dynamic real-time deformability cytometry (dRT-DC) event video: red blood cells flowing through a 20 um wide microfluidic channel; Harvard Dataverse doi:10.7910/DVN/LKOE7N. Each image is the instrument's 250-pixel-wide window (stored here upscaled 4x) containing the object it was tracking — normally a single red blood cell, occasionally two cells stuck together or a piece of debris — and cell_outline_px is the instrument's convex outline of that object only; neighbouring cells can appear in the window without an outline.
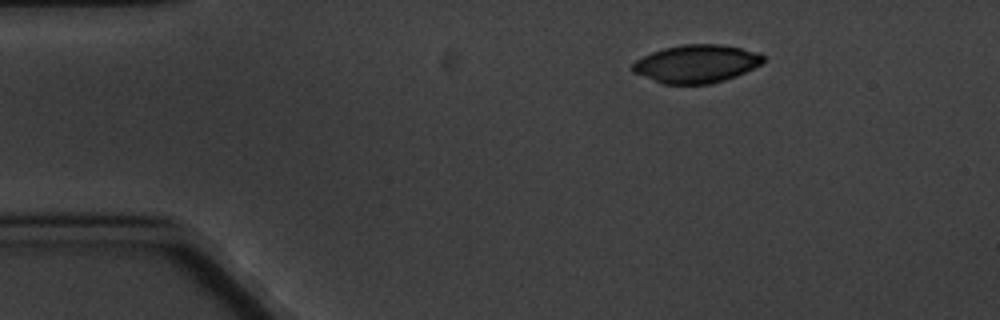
{"species": "common noctule bat (a hibernating species)", "species_latin": "Nyctalus noctula", "temperature_condition": "cold", "stored_images_in_passage": 5, "camera_frame_rate_fps": 3000, "um_per_image_px": 0.085, "animal": {"sex": "male", "body_mass_g": 20.1, "forearm_length_mm": 53.5}, "frame": {"image": 1, "passage_image": 5, "time_ms": 4.667, "image_size_px": [1000, 320], "cell_outline_px": [[764, 60], [760, 64], [736, 76], [724, 80], [708, 84], [660, 84], [632, 72], [632, 64], [636, 60], [652, 52], [664, 48], [680, 44], [720, 44], [740, 48], [756, 52], [764, 56]], "centroid_in_image_um": [59.14, 5.43], "position_along_channel_um": 25.9, "area_um2": 28.9}}